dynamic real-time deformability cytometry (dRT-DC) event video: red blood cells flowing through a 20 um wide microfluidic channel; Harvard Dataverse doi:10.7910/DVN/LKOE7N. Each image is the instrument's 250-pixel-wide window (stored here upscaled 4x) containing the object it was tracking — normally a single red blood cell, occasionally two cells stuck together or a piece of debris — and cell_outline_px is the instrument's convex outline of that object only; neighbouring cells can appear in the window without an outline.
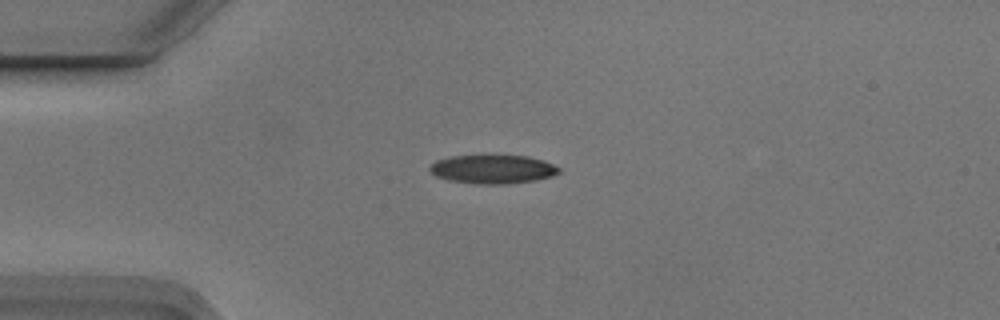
{"species": "Egyptian fruit bat (a non-hibernating species)", "species_latin": "Rousettus aegyptiacus", "temperature_condition": "cold", "stored_images_in_passage": 8, "camera_frame_rate_fps": 3000, "um_per_image_px": 0.085, "animal": {"sex": "male"}, "frame": {"image": 1, "passage_image": 1, "time_ms": 0.0, "image_size_px": [1000, 320], "cell_outline_px": [[560, 172], [552, 176], [536, 180], [504, 184], [484, 184], [448, 180], [436, 176], [428, 168], [436, 160], [448, 156], [480, 152], [496, 152], [528, 156], [544, 160], [560, 168]], "centroid_in_image_um": [41.87, 14.3], "position_along_channel_um": 43.1, "area_um2": 22.83}}
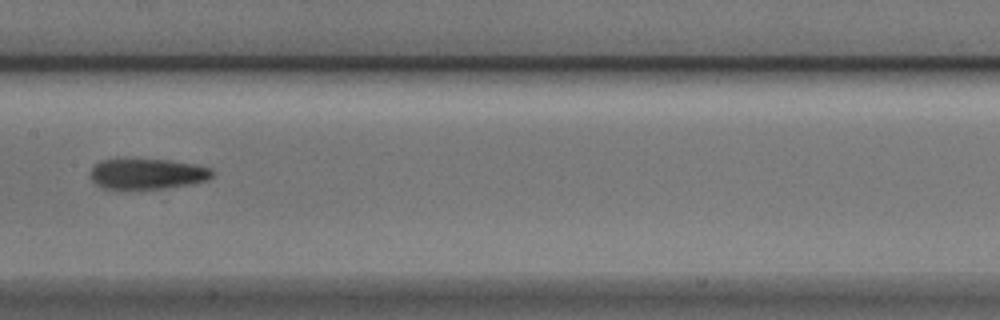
{"frame": {"image": 2, "passage_image": 5, "time_ms": 1.333, "image_size_px": [1000, 320], "cell_outline_px": [[216, 172], [208, 180], [192, 184], [160, 188], [116, 192], [104, 188], [96, 184], [88, 176], [88, 172], [100, 160], [116, 156], [124, 156], [168, 160], [196, 164], [212, 168]], "centroid_in_image_um": [12.42, 14.76], "position_along_channel_um": 195.0, "area_um2": 23.47}}
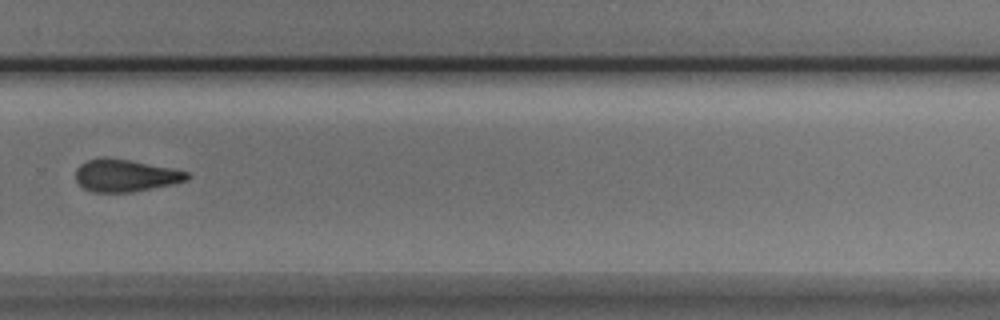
{"frame": {"image": 3, "passage_image": 8, "time_ms": 2.333, "image_size_px": [1000, 320], "cell_outline_px": [[192, 176], [188, 180], [172, 184], [132, 192], [92, 192], [84, 188], [76, 180], [76, 168], [80, 164], [88, 160], [104, 156], [128, 160], [188, 172]], "centroid_in_image_um": [10.63, 14.92], "position_along_channel_um": 319.2, "area_um2": 20.81}}